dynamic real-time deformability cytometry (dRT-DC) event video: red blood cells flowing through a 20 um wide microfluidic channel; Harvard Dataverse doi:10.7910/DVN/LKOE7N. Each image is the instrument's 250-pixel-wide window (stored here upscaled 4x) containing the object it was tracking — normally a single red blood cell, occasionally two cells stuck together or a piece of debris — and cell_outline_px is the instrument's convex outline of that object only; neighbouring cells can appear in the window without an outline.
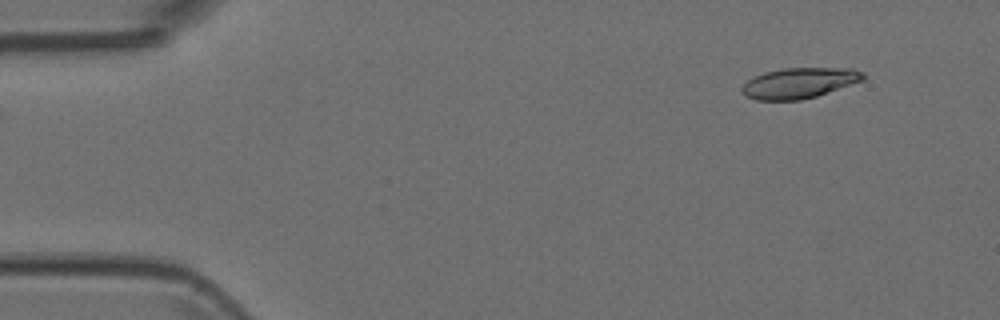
{"species": "Egyptian fruit bat (a non-hibernating species)", "species_latin": "Rousettus aegyptiacus", "temperature_condition": "room temperature", "stored_images_in_passage": 3, "camera_frame_rate_fps": 3000, "um_per_image_px": 0.085, "animal": {"sex": "female"}, "frame": {"image": 1, "passage_image": 3, "time_ms": 0.667, "image_size_px": [1000, 320], "cell_outline_px": [[864, 80], [816, 96], [800, 100], [756, 100], [744, 96], [740, 88], [752, 76], [764, 72], [784, 68], [852, 68], [864, 72]], "centroid_in_image_um": [67.9, 7.05], "position_along_channel_um": 17.1, "area_um2": 21.68}}